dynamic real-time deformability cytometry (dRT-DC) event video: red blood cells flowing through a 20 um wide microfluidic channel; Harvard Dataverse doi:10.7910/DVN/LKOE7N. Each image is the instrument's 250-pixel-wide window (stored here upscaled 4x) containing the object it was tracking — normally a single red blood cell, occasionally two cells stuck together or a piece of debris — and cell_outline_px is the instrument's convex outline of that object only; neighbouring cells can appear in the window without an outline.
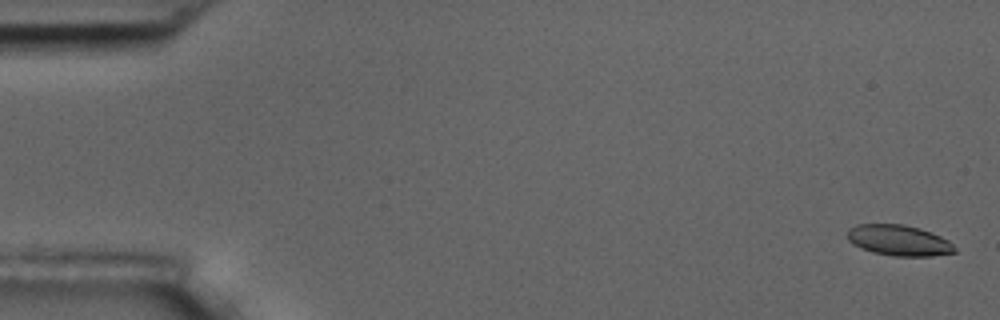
{"species": "common noctule bat (a hibernating species)", "species_latin": "Nyctalus noctula", "temperature_condition": "room temperature", "stored_images_in_passage": 57, "camera_frame_rate_fps": 3000, "um_per_image_px": 0.085, "animal": {"sex": "male", "body_mass_g": 17.5, "forearm_length_mm": 52.3}, "frame": {"image": 1, "passage_image": 2, "time_ms": 0.333, "image_size_px": [1000, 320], "cell_outline_px": [[956, 252], [932, 256], [892, 256], [872, 252], [860, 248], [852, 244], [848, 240], [848, 228], [856, 224], [904, 224], [920, 228], [940, 236], [948, 240], [956, 248]], "centroid_in_image_um": [76.38, 20.43], "position_along_channel_um": 8.6, "area_um2": 19.36}}
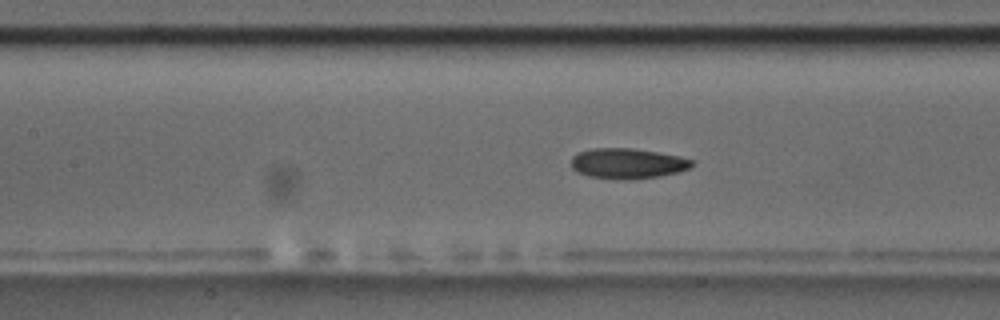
{"frame": {"image": 2, "passage_image": 26, "time_ms": 8.333, "image_size_px": [1000, 320], "cell_outline_px": [[696, 164], [692, 168], [680, 172], [660, 176], [632, 180], [624, 180], [588, 176], [576, 172], [572, 168], [572, 156], [576, 152], [592, 148], [632, 148], [680, 156], [692, 160]], "centroid_in_image_um": [53.36, 13.9], "position_along_channel_um": 154.0, "area_um2": 21.73}}
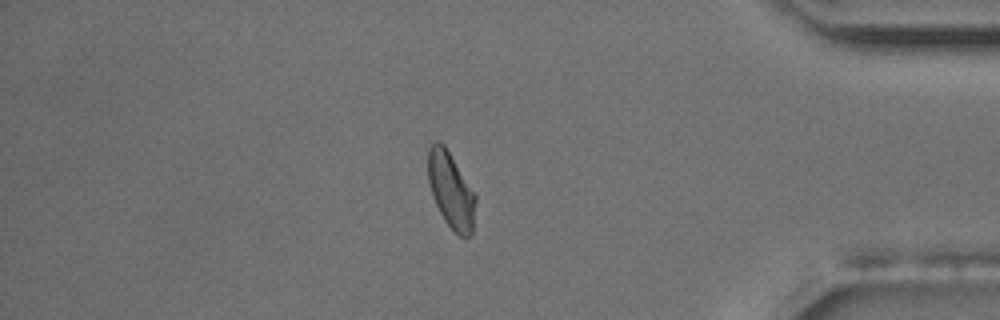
{"frame": {"image": 3, "passage_image": 49, "time_ms": 16.0, "image_size_px": [1000, 320], "cell_outline_px": [[476, 200], [472, 232], [468, 236], [460, 236], [444, 220], [432, 196], [428, 180], [428, 148], [436, 140], [440, 140], [444, 144], [476, 192]], "centroid_in_image_um": [38.34, 16.12], "position_along_channel_um": 396.9, "area_um2": 21.15}, "authors_computed_cell_mechanics": {"area_um2": 21.097, "velocity_mm_per_s": 3.5863, "shape_relaxation_time_tau1_ms": 2.8824, "shape_relaxation_time_tau2_ms": 2.3596, "deformation_change_tau1": 0.0976, "deformation_change_tau2": 0.0767}}